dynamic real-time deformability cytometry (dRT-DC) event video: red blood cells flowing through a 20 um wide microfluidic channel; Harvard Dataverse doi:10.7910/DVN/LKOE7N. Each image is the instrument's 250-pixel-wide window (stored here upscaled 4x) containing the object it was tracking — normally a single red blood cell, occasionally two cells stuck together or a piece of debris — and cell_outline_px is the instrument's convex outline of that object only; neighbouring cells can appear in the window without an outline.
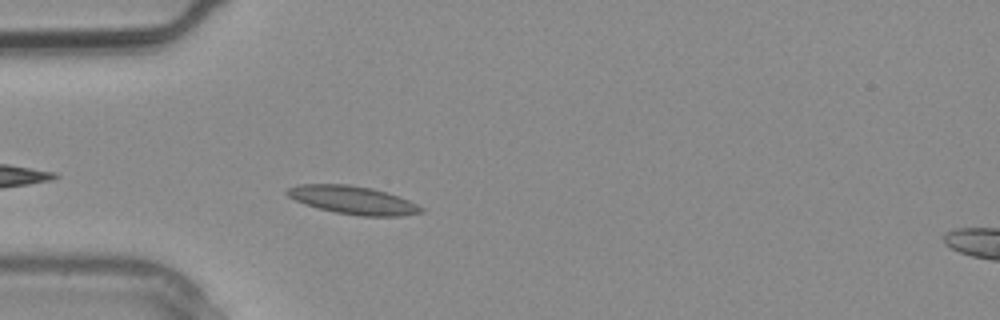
{"species": "common noctule bat (a hibernating species)", "species_latin": "Nyctalus noctula", "temperature_condition": "warm", "stored_images_in_passage": 3, "camera_frame_rate_fps": 3000, "um_per_image_px": 0.085, "animal": {"sex": "male", "body_mass_g": 20.4}, "frame": {"image": 1, "passage_image": 2, "time_ms": 0.333, "image_size_px": [1000, 320], "cell_outline_px": [[424, 212], [404, 216], [360, 216], [336, 212], [304, 204], [288, 196], [284, 192], [288, 188], [300, 184], [348, 184], [372, 188], [408, 200], [424, 208]], "centroid_in_image_um": [30.0, 17.01], "position_along_channel_um": 55.0, "area_um2": 21.79}}